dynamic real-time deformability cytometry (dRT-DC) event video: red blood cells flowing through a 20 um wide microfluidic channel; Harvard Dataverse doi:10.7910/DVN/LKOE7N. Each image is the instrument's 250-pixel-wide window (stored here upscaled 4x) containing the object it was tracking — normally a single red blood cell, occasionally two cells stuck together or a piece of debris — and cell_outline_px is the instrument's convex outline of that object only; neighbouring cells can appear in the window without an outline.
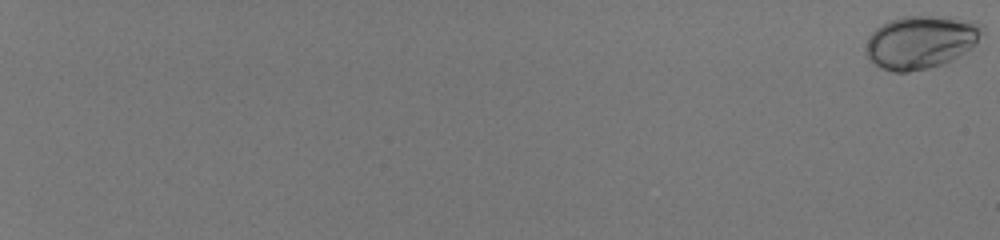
{"species": "human", "species_latin": "Homo sapiens", "temperature_condition": "room temperature", "stored_images_in_passage": 58, "camera_frame_rate_fps": 3000, "um_per_image_px": 0.085, "donor": {"sex": "male"}, "frame": {"image": 1, "passage_image": 1, "time_ms": 0.0, "image_size_px": [1000, 240], "cell_outline_px": [[984, 32], [976, 44], [972, 48], [952, 60], [944, 64], [928, 68], [908, 72], [892, 72], [880, 68], [872, 64], [868, 60], [864, 52], [864, 48], [868, 36], [880, 24], [888, 20], [904, 16], [932, 16], [972, 20], [984, 24]], "centroid_in_image_um": [78.24, 3.58], "position_along_channel_um": 6.8, "area_um2": 36.76}}
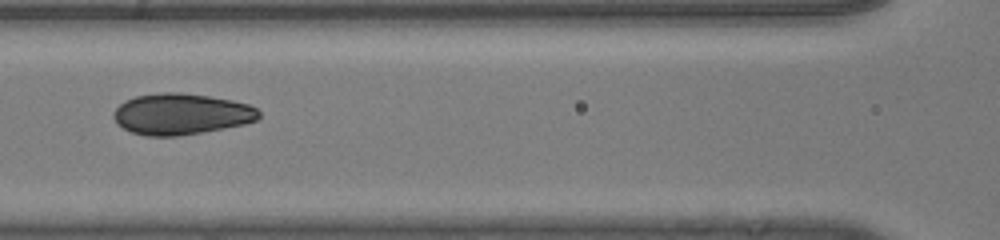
{"frame": {"image": 2, "passage_image": 34, "time_ms": 11.0, "image_size_px": [1000, 240], "cell_outline_px": [[260, 116], [256, 120], [244, 124], [224, 128], [176, 136], [144, 136], [132, 132], [116, 124], [112, 116], [112, 112], [124, 100], [136, 96], [160, 92], [180, 92], [208, 96], [232, 100], [248, 104], [256, 108], [260, 112]], "centroid_in_image_um": [15.36, 9.69], "position_along_channel_um": 151.2, "area_um2": 34.91}}
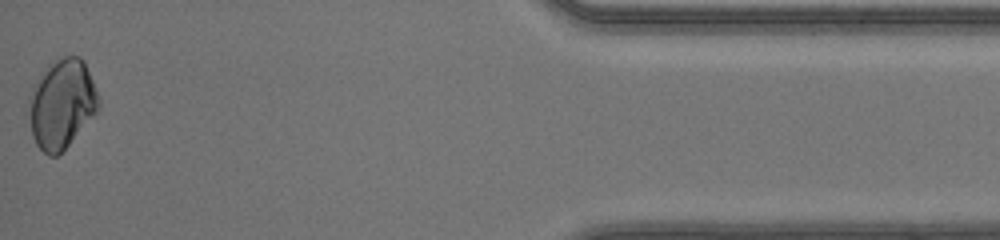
{"frame": {"image": 3, "passage_image": 58, "time_ms": 19.0, "image_size_px": [1000, 240], "cell_outline_px": [[100, 104], [96, 112], [68, 144], [56, 156], [48, 156], [36, 144], [32, 136], [24, 112], [28, 96], [32, 84], [40, 72], [48, 64], [60, 56], [80, 56], [84, 60], [100, 100]], "centroid_in_image_um": [5.15, 8.79], "position_along_channel_um": 430.0, "area_um2": 36.99}, "authors_computed_cell_mechanics": {"area_um2": 34.2754, "velocity_mm_per_s": 4.1414, "shape_relaxation_time_tau1_ms": 4.2906, "shape_relaxation_time_tau2_ms": null, "deformation_change_tau1": 0.1312, "deformation_change_tau2": null}}